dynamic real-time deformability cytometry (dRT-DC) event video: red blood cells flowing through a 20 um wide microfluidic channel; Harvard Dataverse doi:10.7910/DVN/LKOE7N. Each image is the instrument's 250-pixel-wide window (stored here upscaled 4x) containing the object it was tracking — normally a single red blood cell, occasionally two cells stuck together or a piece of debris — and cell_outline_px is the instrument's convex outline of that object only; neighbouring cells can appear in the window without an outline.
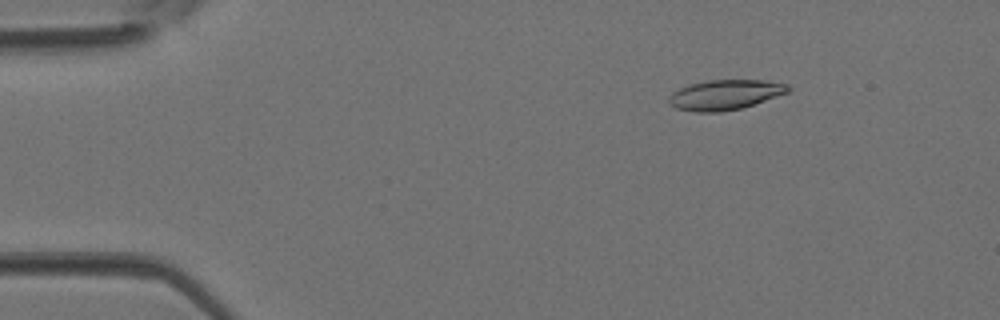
{"species": "Egyptian fruit bat (a non-hibernating species)", "species_latin": "Rousettus aegyptiacus", "temperature_condition": "room temperature", "stored_images_in_passage": 4, "camera_frame_rate_fps": 3000, "um_per_image_px": 0.085, "animal": {"sex": "female"}, "frame": {"image": 1, "passage_image": 2, "time_ms": 0.333, "image_size_px": [1000, 320], "cell_outline_px": [[792, 88], [788, 92], [740, 108], [720, 112], [696, 112], [676, 108], [668, 100], [668, 96], [672, 92], [688, 84], [708, 80], [764, 80], [788, 84]], "centroid_in_image_um": [61.61, 8.04], "position_along_channel_um": 23.4, "area_um2": 20.69}}
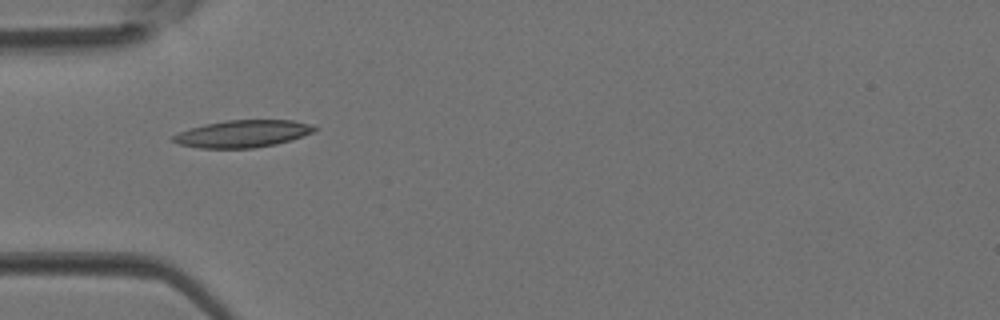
{"frame": {"image": 2, "passage_image": 4, "time_ms": 1.0, "image_size_px": [1000, 320], "cell_outline_px": [[316, 128], [312, 132], [292, 140], [276, 144], [252, 148], [200, 148], [180, 144], [172, 140], [172, 136], [180, 132], [204, 124], [228, 120], [292, 120], [312, 124]], "centroid_in_image_um": [20.65, 11.37], "position_along_channel_um": 64.4, "area_um2": 22.2}}